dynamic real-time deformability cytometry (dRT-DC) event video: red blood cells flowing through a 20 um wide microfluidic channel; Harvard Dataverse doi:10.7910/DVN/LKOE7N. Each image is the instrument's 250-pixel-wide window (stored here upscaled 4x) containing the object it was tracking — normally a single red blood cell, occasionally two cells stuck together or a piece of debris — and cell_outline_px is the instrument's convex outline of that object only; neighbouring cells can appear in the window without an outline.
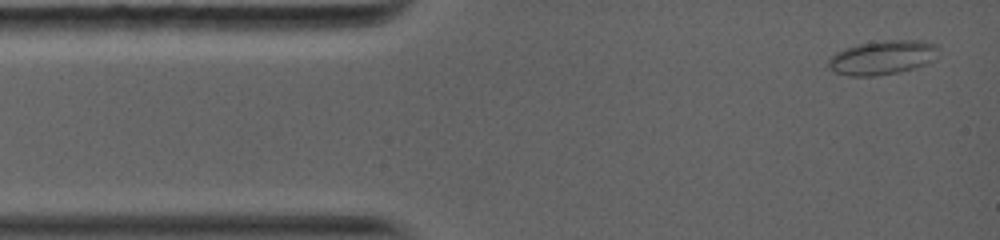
{"species": "common noctule bat (a hibernating species)", "species_latin": "Nyctalus noctula", "temperature_condition": "warm", "stored_images_in_passage": 25, "camera_frame_rate_fps": 5000, "um_per_image_px": 0.085, "animal": {"sex": "female", "body_mass_g": 19.0, "forearm_length_mm": 56.7}, "frame": {"image": 1, "passage_image": 1, "time_ms": 0.0, "image_size_px": [1000, 240], "cell_outline_px": [[936, 60], [916, 68], [876, 76], [848, 76], [836, 72], [828, 68], [828, 60], [836, 52], [856, 44], [888, 40], [920, 40], [936, 44]], "centroid_in_image_um": [75.0, 4.89], "position_along_channel_um": 10.0, "area_um2": 21.91}}
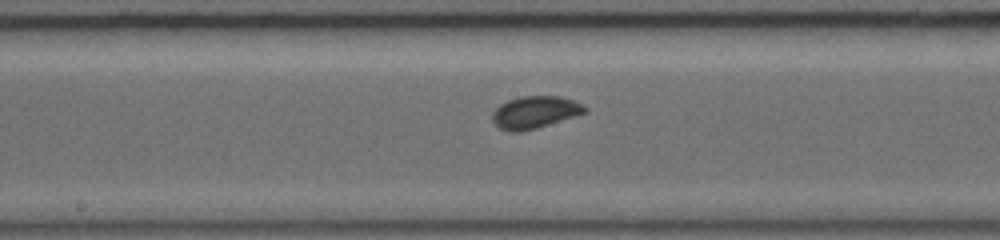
{"frame": {"image": 2, "passage_image": 13, "time_ms": 6.2, "image_size_px": [1000, 240], "cell_outline_px": [[588, 112], [536, 128], [520, 132], [508, 132], [500, 128], [492, 120], [492, 112], [500, 104], [508, 100], [520, 96], [560, 96], [572, 100], [588, 108]], "centroid_in_image_um": [45.44, 9.54], "position_along_channel_um": 202.8, "area_um2": 17.34}}
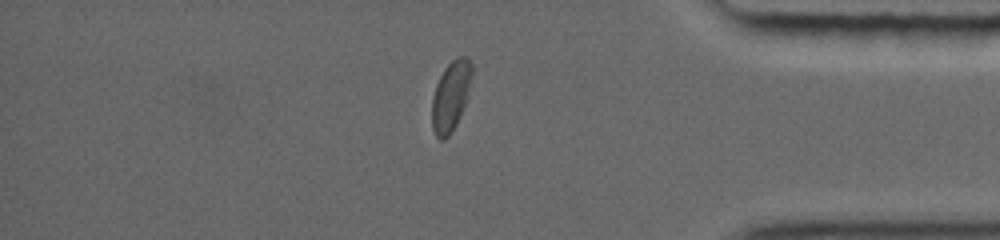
{"frame": {"image": 3, "passage_image": 22, "time_ms": 11.4, "image_size_px": [1000, 240], "cell_outline_px": [[472, 76], [464, 104], [460, 116], [456, 124], [448, 136], [444, 140], [440, 140], [436, 136], [432, 128], [432, 96], [436, 84], [444, 68], [456, 56], [464, 56], [472, 64]], "centroid_in_image_um": [38.29, 8.15], "position_along_channel_um": 396.9, "area_um2": 16.13}}